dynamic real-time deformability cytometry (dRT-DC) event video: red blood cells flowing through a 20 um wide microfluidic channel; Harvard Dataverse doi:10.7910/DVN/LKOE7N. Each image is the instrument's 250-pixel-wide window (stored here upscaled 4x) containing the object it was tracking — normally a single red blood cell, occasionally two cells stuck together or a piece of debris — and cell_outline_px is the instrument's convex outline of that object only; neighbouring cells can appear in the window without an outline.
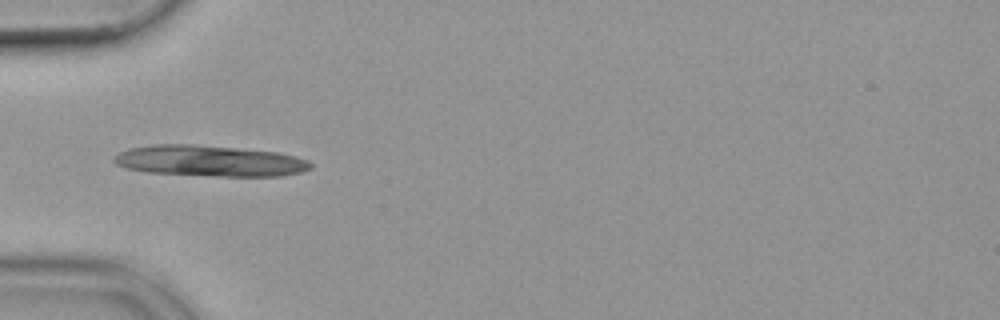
{"species": "common noctule bat (a hibernating species)", "species_latin": "Nyctalus noctula", "temperature_condition": "cold", "stored_images_in_passage": 11, "camera_frame_rate_fps": 3000, "um_per_image_px": 0.085, "animal": {"sex": "female", "body_mass_g": 19.9}, "frame": {"image": 1, "passage_image": 4, "time_ms": 1.0, "image_size_px": [1000, 320], "cell_outline_px": [[312, 168], [300, 172], [280, 176], [216, 176], [148, 172], [128, 168], [116, 164], [112, 160], [112, 156], [128, 148], [156, 144], [192, 144], [276, 152], [296, 156], [308, 160], [312, 164]], "centroid_in_image_um": [17.81, 13.67], "position_along_channel_um": 67.2, "area_um2": 35.37}}